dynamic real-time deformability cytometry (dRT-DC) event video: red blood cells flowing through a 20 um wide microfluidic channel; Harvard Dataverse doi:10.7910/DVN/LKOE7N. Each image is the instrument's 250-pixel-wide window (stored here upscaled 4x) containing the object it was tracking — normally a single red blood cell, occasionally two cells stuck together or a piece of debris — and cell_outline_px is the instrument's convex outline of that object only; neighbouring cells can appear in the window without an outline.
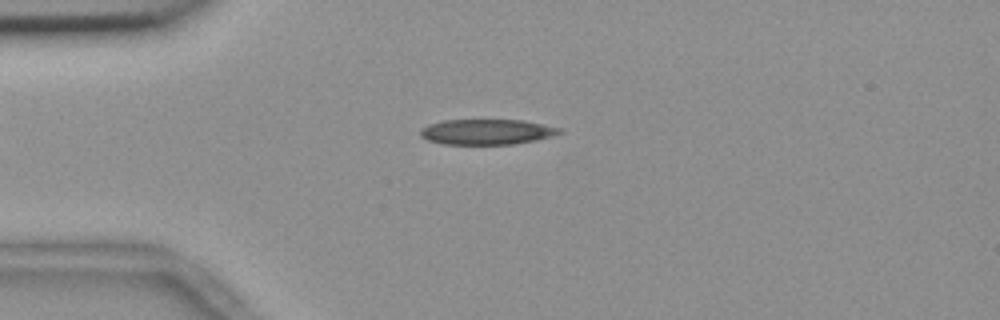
{"species": "common noctule bat (a hibernating species)", "species_latin": "Nyctalus noctula", "temperature_condition": "room temperature", "stored_images_in_passage": 54, "camera_frame_rate_fps": 3000, "um_per_image_px": 0.085, "animal": {"sex": "female", "body_mass_g": 18.4}, "frame": {"image": 1, "passage_image": 13, "time_ms": 4.0, "image_size_px": [1000, 320], "cell_outline_px": [[564, 132], [532, 140], [512, 144], [440, 144], [428, 140], [420, 136], [420, 128], [428, 124], [444, 120], [524, 120], [564, 128]], "centroid_in_image_um": [41.35, 11.2], "position_along_channel_um": 43.7, "area_um2": 20.58}}
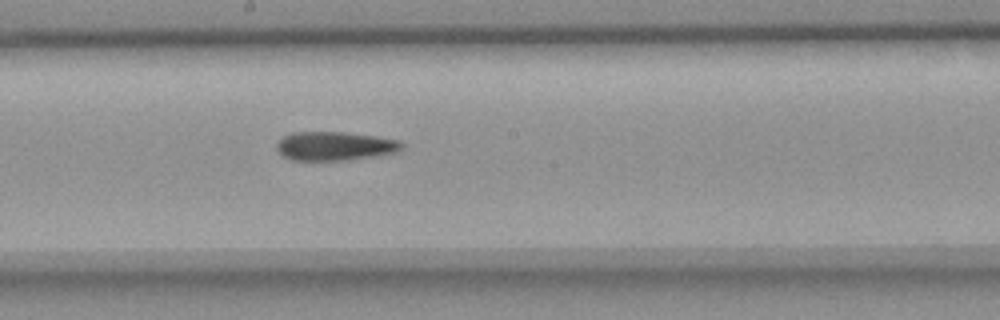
{"frame": {"image": 2, "passage_image": 29, "time_ms": 9.333, "image_size_px": [1000, 320], "cell_outline_px": [[404, 148], [396, 152], [376, 156], [348, 160], [292, 160], [284, 156], [276, 148], [276, 144], [284, 136], [292, 132], [344, 132], [400, 140], [404, 144]], "centroid_in_image_um": [28.48, 12.41], "position_along_channel_um": 219.7, "area_um2": 20.98}}
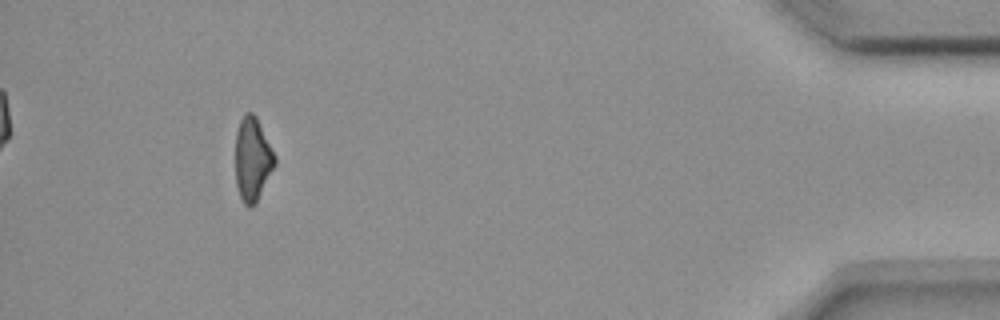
{"frame": {"image": 3, "passage_image": 50, "time_ms": 16.333, "image_size_px": [1000, 320], "cell_outline_px": [[276, 164], [256, 200], [248, 208], [244, 204], [240, 196], [236, 184], [236, 132], [240, 120], [244, 112], [252, 112], [256, 116], [276, 156]], "centroid_in_image_um": [21.46, 13.48], "position_along_channel_um": 413.7, "area_um2": 18.9}, "authors_computed_cell_mechanics": {"area_um2": 20.8369, "velocity_mm_per_s": 3.6889, "shape_relaxation_time_tau1_ms": 10.2046, "shape_relaxation_time_tau2_ms": 9.5972, "deformation_change_tau1": 0.2215, "deformation_change_tau2": 0.2372}}